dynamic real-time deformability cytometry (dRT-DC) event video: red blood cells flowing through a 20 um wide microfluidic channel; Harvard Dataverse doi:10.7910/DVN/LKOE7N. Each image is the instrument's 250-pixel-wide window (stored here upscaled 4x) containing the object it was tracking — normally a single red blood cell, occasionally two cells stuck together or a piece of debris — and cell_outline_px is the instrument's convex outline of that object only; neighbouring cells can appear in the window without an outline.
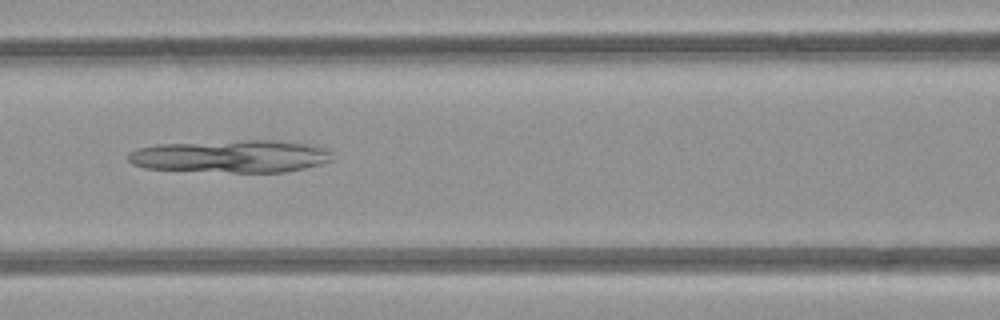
{"species": "common noctule bat (a hibernating species)", "species_latin": "Nyctalus noctula", "temperature_condition": "room temperature", "stored_images_in_passage": 5, "camera_frame_rate_fps": 3000, "um_per_image_px": 0.085, "animal": {"sex": "female", "body_mass_g": 21.9}, "frame": {"image": 1, "passage_image": 5, "time_ms": 5.333, "image_size_px": [1000, 320], "cell_outline_px": [[336, 160], [304, 168], [284, 172], [232, 172], [144, 168], [132, 164], [128, 160], [128, 152], [136, 148], [156, 144], [240, 140], [272, 140], [308, 144], [324, 148], [332, 152]], "centroid_in_image_um": [19.64, 13.28], "position_along_channel_um": 147.0, "area_um2": 38.96}}